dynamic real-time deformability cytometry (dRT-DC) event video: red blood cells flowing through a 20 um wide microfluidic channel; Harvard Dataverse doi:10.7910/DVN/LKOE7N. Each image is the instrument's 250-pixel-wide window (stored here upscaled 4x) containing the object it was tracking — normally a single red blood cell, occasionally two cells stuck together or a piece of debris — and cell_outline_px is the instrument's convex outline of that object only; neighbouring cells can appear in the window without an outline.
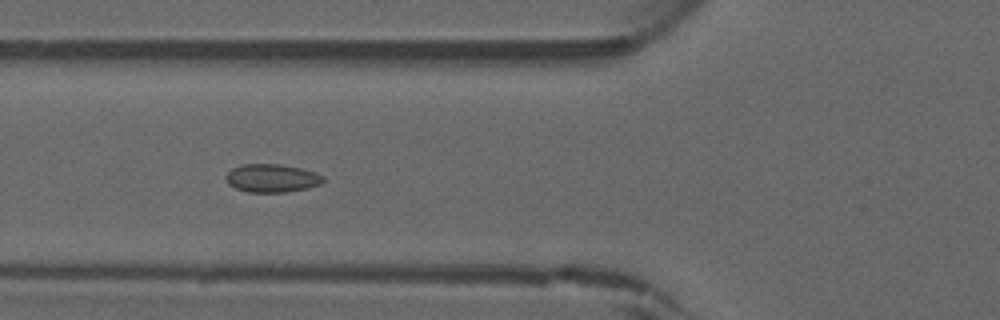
{"species": "common noctule bat (a hibernating species)", "species_latin": "Nyctalus noctula", "temperature_condition": "warm", "stored_images_in_passage": 35, "camera_frame_rate_fps": 3000, "um_per_image_px": 0.085, "animal": {"sex": "male", "forearm_length_mm": 52.5}, "frame": {"image": 1, "passage_image": 6, "time_ms": 1.667, "image_size_px": [1000, 320], "cell_outline_px": [[324, 180], [320, 184], [308, 188], [284, 192], [248, 192], [236, 188], [228, 184], [224, 176], [232, 168], [240, 164], [280, 164], [300, 168], [316, 172], [324, 176]], "centroid_in_image_um": [23.09, 15.14], "position_along_channel_um": 102.7, "area_um2": 16.07}}
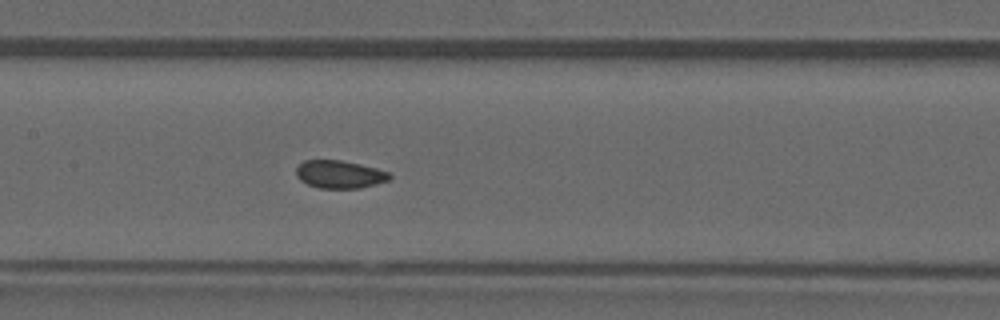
{"frame": {"image": 2, "passage_image": 11, "time_ms": 3.333, "image_size_px": [1000, 320], "cell_outline_px": [[392, 176], [388, 180], [360, 188], [316, 188], [300, 180], [296, 176], [296, 168], [304, 160], [340, 160], [360, 164], [376, 168], [388, 172]], "centroid_in_image_um": [28.84, 14.82], "position_along_channel_um": 178.6, "area_um2": 15.09}}